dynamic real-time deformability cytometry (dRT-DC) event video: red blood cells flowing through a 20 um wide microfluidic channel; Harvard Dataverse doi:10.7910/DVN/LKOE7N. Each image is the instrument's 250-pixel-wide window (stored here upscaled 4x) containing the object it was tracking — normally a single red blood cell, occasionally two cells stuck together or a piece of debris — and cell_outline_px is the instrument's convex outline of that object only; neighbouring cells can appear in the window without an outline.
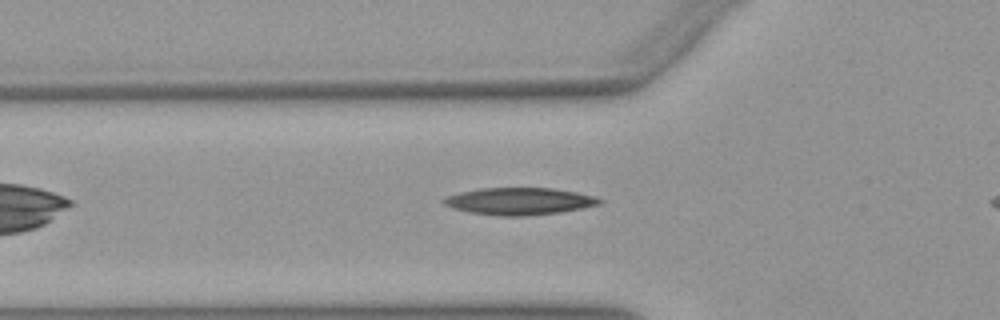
{"species": "Egyptian fruit bat (a non-hibernating species)", "species_latin": "Rousettus aegyptiacus", "temperature_condition": "warm", "stored_images_in_passage": 30, "camera_frame_rate_fps": 3000, "um_per_image_px": 0.085, "animal": {"sex": "female"}, "frame": {"image": 1, "passage_image": 2, "time_ms": 0.333, "image_size_px": [1000, 320], "cell_outline_px": [[604, 200], [600, 204], [584, 208], [560, 212], [524, 216], [504, 216], [468, 212], [452, 208], [444, 204], [440, 200], [448, 196], [460, 192], [480, 188], [552, 188], [576, 192], [596, 196]], "centroid_in_image_um": [44.16, 17.1], "position_along_channel_um": 81.6, "area_um2": 24.68}}
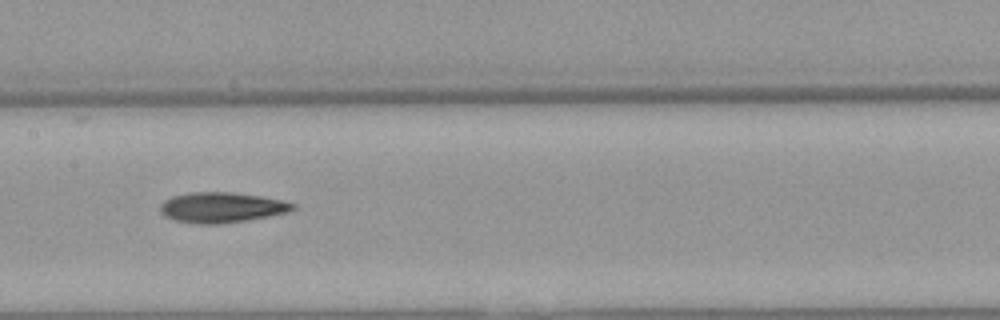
{"frame": {"image": 2, "passage_image": 10, "time_ms": 3.0, "image_size_px": [1000, 320], "cell_outline_px": [[296, 208], [288, 212], [248, 220], [224, 224], [196, 224], [176, 220], [164, 216], [160, 212], [160, 204], [164, 200], [172, 196], [188, 192], [232, 192], [260, 196], [284, 200], [296, 204]], "centroid_in_image_um": [18.83, 17.63], "position_along_channel_um": 188.6, "area_um2": 23.7}}
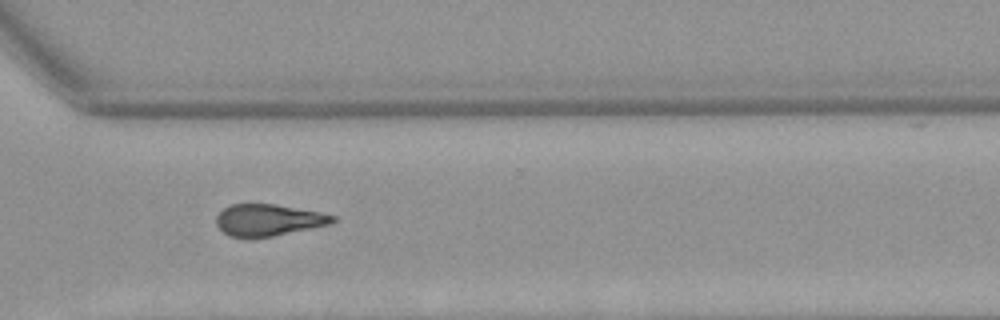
{"frame": {"image": 3, "passage_image": 22, "time_ms": 7.0, "image_size_px": [1000, 320], "cell_outline_px": [[336, 220], [332, 224], [272, 236], [228, 236], [216, 224], [216, 216], [224, 208], [232, 204], [276, 204], [320, 212], [336, 216]], "centroid_in_image_um": [22.84, 18.68], "position_along_channel_um": 347.8, "area_um2": 21.21}, "authors_computed_cell_mechanics": {"area_um2": 22.6287, "velocity_mm_per_s": 3.9823, "shape_relaxation_time_tau1_ms": 9.9023, "shape_relaxation_time_tau2_ms": 7.795, "deformation_change_tau1": 0.2487, "deformation_change_tau2": 0.2136}}